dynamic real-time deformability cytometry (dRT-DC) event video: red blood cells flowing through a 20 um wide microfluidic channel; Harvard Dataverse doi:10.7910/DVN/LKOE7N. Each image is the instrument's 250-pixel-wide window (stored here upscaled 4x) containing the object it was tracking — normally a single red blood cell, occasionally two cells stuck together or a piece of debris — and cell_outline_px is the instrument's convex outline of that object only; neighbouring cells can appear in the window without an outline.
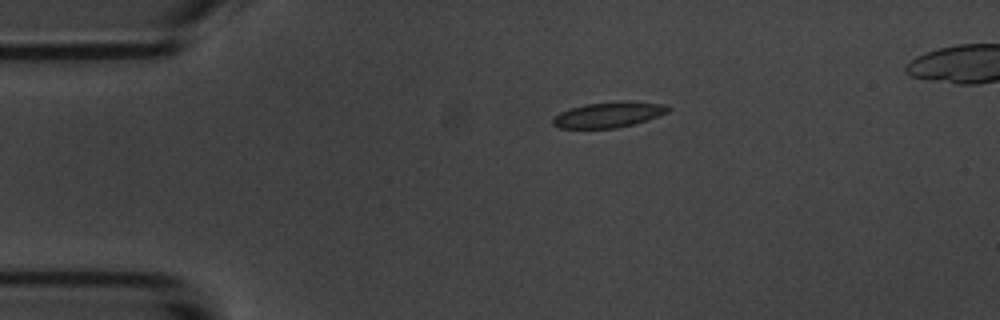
{"species": "common noctule bat (a hibernating species)", "species_latin": "Nyctalus noctula", "temperature_condition": "room temperature", "stored_images_in_passage": 3, "camera_frame_rate_fps": 3000, "um_per_image_px": 0.085, "animal": {"sex": "male", "body_mass_g": 20.1, "forearm_length_mm": 53.5}, "frame": {"image": 1, "passage_image": 1, "time_ms": 0.0, "image_size_px": [1000, 320], "cell_outline_px": [[672, 108], [668, 112], [648, 120], [616, 128], [560, 128], [552, 124], [552, 120], [560, 112], [584, 104], [624, 100], [628, 100], [664, 104]], "centroid_in_image_um": [51.77, 9.73], "position_along_channel_um": 33.2, "area_um2": 17.22}}